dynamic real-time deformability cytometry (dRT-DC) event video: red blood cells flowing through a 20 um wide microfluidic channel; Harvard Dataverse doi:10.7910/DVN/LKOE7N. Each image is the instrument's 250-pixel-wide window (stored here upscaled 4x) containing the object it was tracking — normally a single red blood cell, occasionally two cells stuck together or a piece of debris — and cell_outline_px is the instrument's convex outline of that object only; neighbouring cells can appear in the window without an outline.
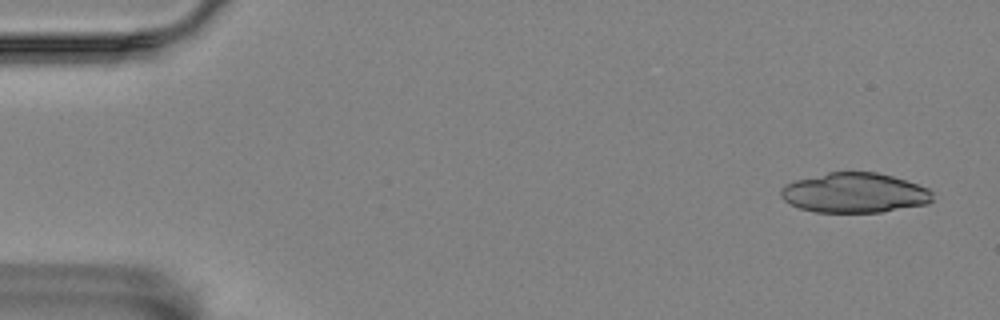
{"species": "Egyptian fruit bat (a non-hibernating species)", "species_latin": "Rousettus aegyptiacus", "temperature_condition": "room temperature", "stored_images_in_passage": 4, "camera_frame_rate_fps": 3000, "um_per_image_px": 0.085, "animal": {"sex": "female"}, "frame": {"image": 1, "passage_image": 1, "time_ms": 0.0, "image_size_px": [1000, 320], "cell_outline_px": [[932, 200], [928, 204], [880, 212], [816, 212], [800, 208], [784, 200], [780, 196], [780, 188], [796, 180], [828, 172], [876, 172], [892, 176], [928, 188], [932, 192]], "centroid_in_image_um": [72.64, 16.39], "position_along_channel_um": 12.4, "area_um2": 35.03}}